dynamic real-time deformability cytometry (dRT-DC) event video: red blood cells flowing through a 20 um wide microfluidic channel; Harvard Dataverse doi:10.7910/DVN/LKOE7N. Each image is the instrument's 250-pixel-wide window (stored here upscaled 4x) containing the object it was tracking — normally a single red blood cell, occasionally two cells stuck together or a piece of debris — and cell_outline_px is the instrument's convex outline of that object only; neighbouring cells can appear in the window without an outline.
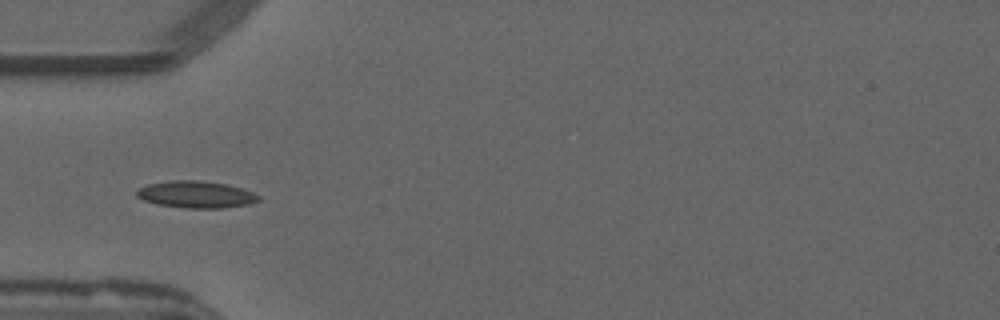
{"species": "common noctule bat (a hibernating species)", "species_latin": "Nyctalus noctula", "temperature_condition": "warm", "stored_images_in_passage": 37, "camera_frame_rate_fps": 3000, "um_per_image_px": 0.085, "animal": {"sex": "male", "forearm_length_mm": 52.5}, "frame": {"image": 1, "passage_image": 1, "time_ms": 0.0, "image_size_px": [1000, 320], "cell_outline_px": [[260, 200], [248, 204], [220, 208], [184, 208], [156, 204], [144, 200], [136, 196], [136, 188], [148, 184], [172, 180], [200, 180], [224, 184], [240, 188], [252, 192], [260, 196]], "centroid_in_image_um": [16.61, 16.53], "position_along_channel_um": 68.4, "area_um2": 19.07}}
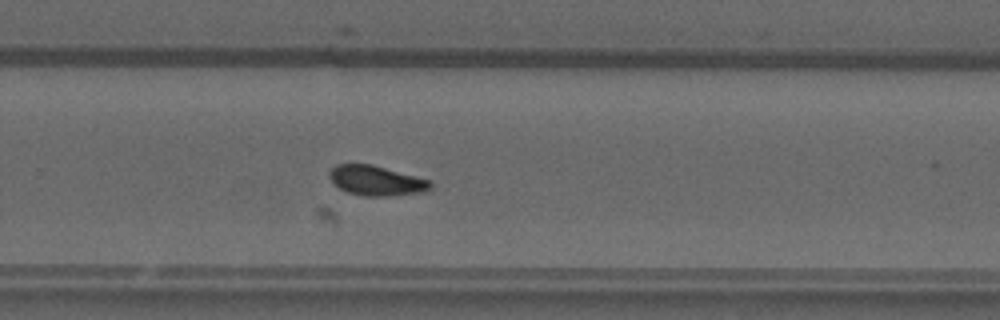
{"frame": {"image": 2, "passage_image": 19, "time_ms": 6.0, "image_size_px": [1000, 320], "cell_outline_px": [[432, 188], [420, 192], [388, 196], [364, 196], [348, 192], [340, 188], [328, 176], [328, 172], [336, 164], [372, 164], [432, 180]], "centroid_in_image_um": [32.0, 15.34], "position_along_channel_um": 297.8, "area_um2": 17.57}}
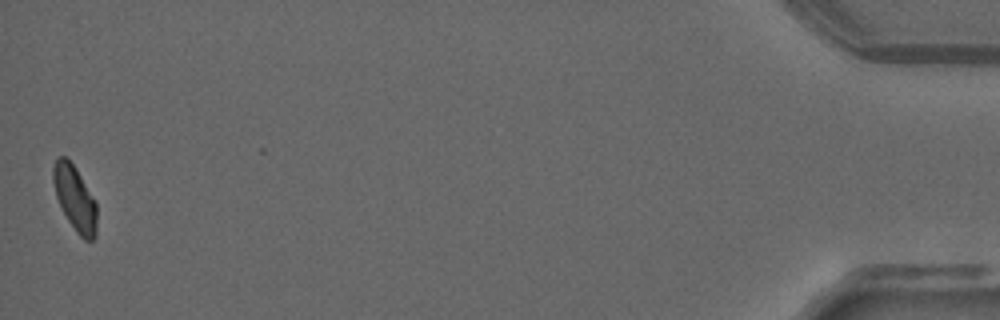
{"frame": {"image": 3, "passage_image": 37, "time_ms": 12.0, "image_size_px": [1000, 320], "cell_outline_px": [[96, 236], [92, 240], [84, 240], [76, 232], [68, 220], [56, 196], [52, 180], [52, 168], [56, 160], [60, 156], [64, 156], [72, 164], [96, 200]], "centroid_in_image_um": [6.37, 16.87], "position_along_channel_um": 428.8, "area_um2": 16.3}, "authors_computed_cell_mechanics": {"area_um2": 17.1666, "velocity_mm_per_s": 3.8215, "shape_relaxation_time_tau1_ms": 4.8302, "shape_relaxation_time_tau2_ms": 2.8861, "deformation_change_tau1": 0.1344, "deformation_change_tau2": 0.0862}}